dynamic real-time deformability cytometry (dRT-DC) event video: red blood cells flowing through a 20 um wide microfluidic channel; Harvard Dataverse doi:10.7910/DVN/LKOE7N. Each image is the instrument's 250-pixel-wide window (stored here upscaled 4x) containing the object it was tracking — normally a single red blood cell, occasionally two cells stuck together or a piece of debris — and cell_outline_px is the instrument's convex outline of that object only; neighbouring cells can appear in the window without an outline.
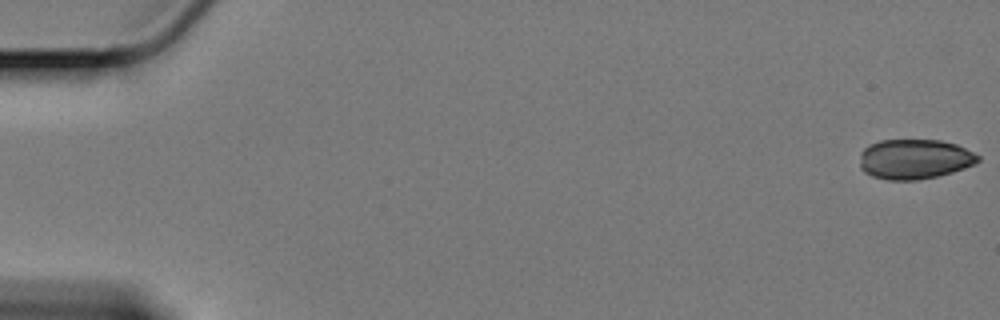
{"species": "Egyptian fruit bat (a non-hibernating species)", "species_latin": "Rousettus aegyptiacus", "temperature_condition": "cold", "stored_images_in_passage": 60, "camera_frame_rate_fps": 3000, "um_per_image_px": 0.085, "animal": {"sex": "female"}, "frame": {"image": 1, "passage_image": 1, "time_ms": 0.0, "image_size_px": [1000, 320], "cell_outline_px": [[980, 160], [976, 164], [952, 172], [936, 176], [916, 180], [888, 180], [872, 176], [864, 172], [860, 168], [860, 152], [868, 144], [880, 140], [940, 140], [956, 144], [980, 156]], "centroid_in_image_um": [77.71, 13.52], "position_along_channel_um": 7.3, "area_um2": 27.63}}
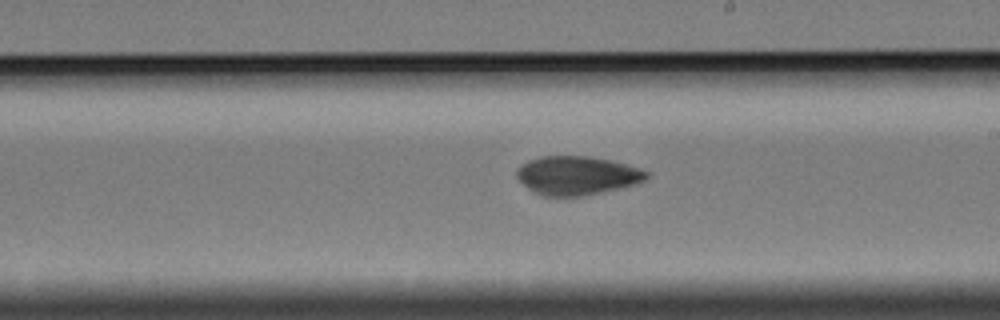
{"frame": {"image": 2, "passage_image": 35, "time_ms": 11.333, "image_size_px": [1000, 320], "cell_outline_px": [[648, 176], [644, 180], [636, 184], [600, 192], [580, 196], [540, 196], [528, 188], [516, 176], [516, 168], [520, 164], [528, 160], [540, 156], [588, 156], [608, 160], [640, 168], [648, 172]], "centroid_in_image_um": [48.99, 14.91], "position_along_channel_um": 240.0, "area_um2": 29.13}}
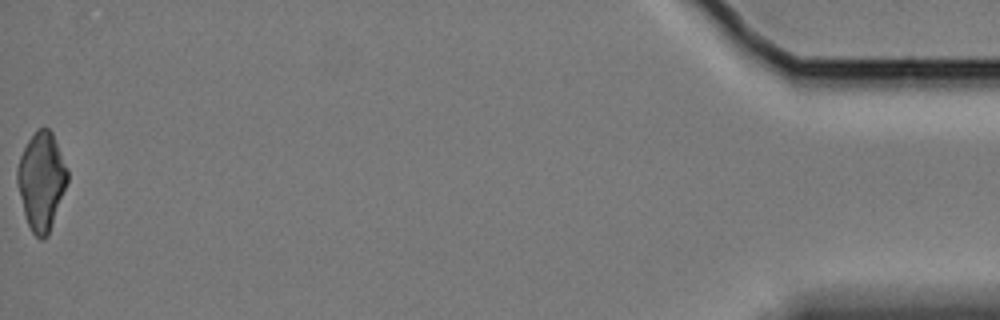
{"frame": {"image": 3, "passage_image": 60, "time_ms": 19.667, "image_size_px": [1000, 320], "cell_outline_px": [[68, 180], [48, 236], [44, 240], [40, 240], [32, 232], [28, 224], [24, 212], [16, 180], [16, 168], [20, 156], [28, 140], [36, 128], [48, 128], [52, 132], [68, 172]], "centroid_in_image_um": [3.5, 15.38], "position_along_channel_um": 431.7, "area_um2": 28.32}, "authors_computed_cell_mechanics": {"area_um2": 29.3046, "velocity_mm_per_s": 3.3827, "shape_relaxation_time_tau1_ms": 7.8372, "shape_relaxation_time_tau2_ms": 3.93, "deformation_change_tau1": 0.1556, "deformation_change_tau2": 0.0613}}